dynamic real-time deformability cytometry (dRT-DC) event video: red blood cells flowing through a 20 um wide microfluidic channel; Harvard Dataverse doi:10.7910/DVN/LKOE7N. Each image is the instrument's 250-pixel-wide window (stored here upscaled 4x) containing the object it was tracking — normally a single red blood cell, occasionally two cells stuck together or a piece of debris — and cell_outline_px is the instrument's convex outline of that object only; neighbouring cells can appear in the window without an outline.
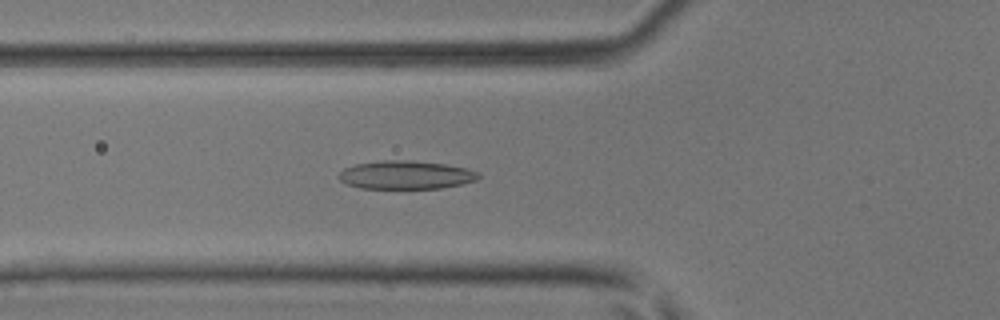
{"species": "common noctule bat (a hibernating species)", "species_latin": "Nyctalus noctula", "temperature_condition": "room temperature", "stored_images_in_passage": 49, "camera_frame_rate_fps": 3000, "um_per_image_px": 0.085, "animal": {"sex": "male", "body_mass_g": 17.9, "forearm_length_mm": 54.2}, "frame": {"image": 1, "passage_image": 18, "time_ms": 5.667, "image_size_px": [1000, 320], "cell_outline_px": [[480, 176], [476, 180], [460, 184], [440, 188], [360, 188], [348, 184], [340, 180], [336, 176], [344, 168], [356, 164], [380, 160], [412, 160], [448, 164], [468, 168], [480, 172]], "centroid_in_image_um": [34.51, 14.85], "position_along_channel_um": 91.3, "area_um2": 23.24}}
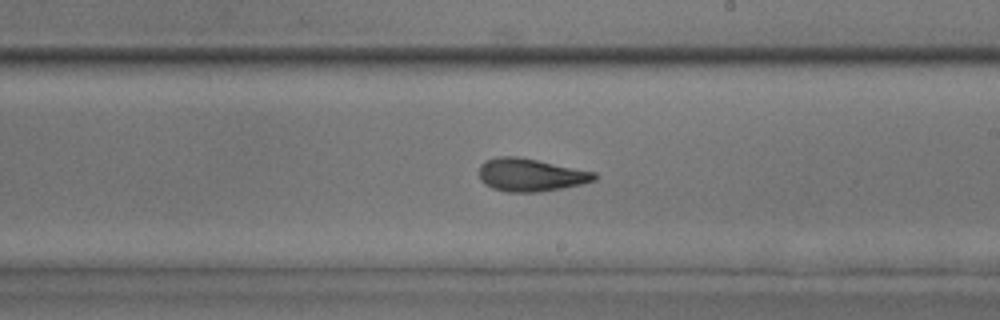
{"frame": {"image": 2, "passage_image": 29, "time_ms": 9.333, "image_size_px": [1000, 320], "cell_outline_px": [[596, 180], [580, 184], [560, 188], [536, 192], [504, 192], [492, 188], [484, 184], [480, 180], [480, 164], [484, 160], [496, 156], [516, 156], [596, 172]], "centroid_in_image_um": [45.05, 14.86], "position_along_channel_um": 244.0, "area_um2": 22.02}}
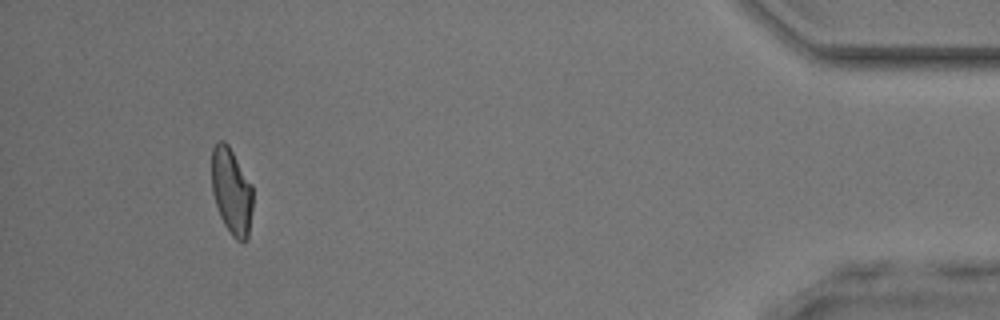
{"frame": {"image": 3, "passage_image": 46, "time_ms": 15.0, "image_size_px": [1000, 320], "cell_outline_px": [[252, 208], [248, 240], [244, 244], [236, 240], [232, 236], [224, 224], [220, 216], [212, 192], [212, 148], [216, 140], [224, 140], [228, 144], [252, 184]], "centroid_in_image_um": [19.68, 16.27], "position_along_channel_um": 415.5, "area_um2": 20.98}, "authors_computed_cell_mechanics": {"area_um2": 22.0218, "velocity_mm_per_s": 4.1681, "shape_relaxation_time_tau1_ms": 5.766, "shape_relaxation_time_tau2_ms": 1.6936, "deformation_change_tau1": 0.1858, "deformation_change_tau2": 0.0823}}